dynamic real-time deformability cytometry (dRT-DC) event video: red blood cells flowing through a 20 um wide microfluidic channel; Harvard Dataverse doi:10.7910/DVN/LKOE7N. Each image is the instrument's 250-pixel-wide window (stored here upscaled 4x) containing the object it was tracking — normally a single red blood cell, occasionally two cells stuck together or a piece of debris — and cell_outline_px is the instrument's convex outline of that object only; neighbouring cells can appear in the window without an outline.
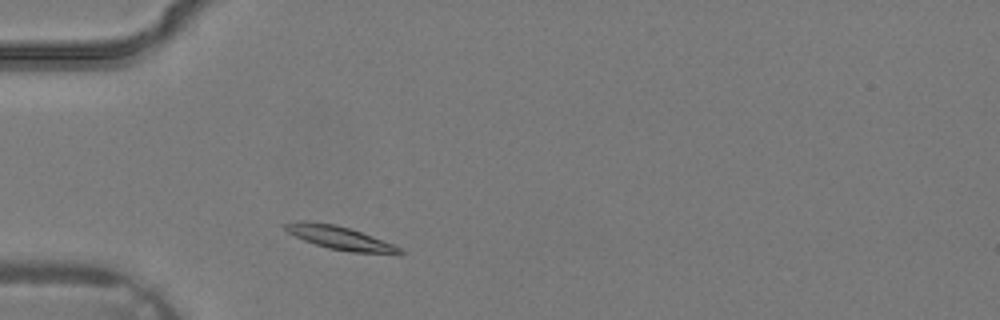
{"species": "common noctule bat (a hibernating species)", "species_latin": "Nyctalus noctula", "temperature_condition": "warm", "stored_images_in_passage": 30, "camera_frame_rate_fps": 3000, "um_per_image_px": 0.085, "animal": {"sex": "male", "body_mass_g": 19.2, "forearm_length_mm": 51.8}, "frame": {"image": 1, "passage_image": 3, "time_ms": 0.667, "image_size_px": [1000, 320], "cell_outline_px": [[404, 252], [400, 256], [348, 252], [328, 248], [304, 240], [288, 232], [284, 228], [284, 224], [300, 220], [312, 220], [336, 224], [360, 232], [392, 244], [400, 248]], "centroid_in_image_um": [28.94, 20.24], "position_along_channel_um": 56.1, "area_um2": 15.9}}
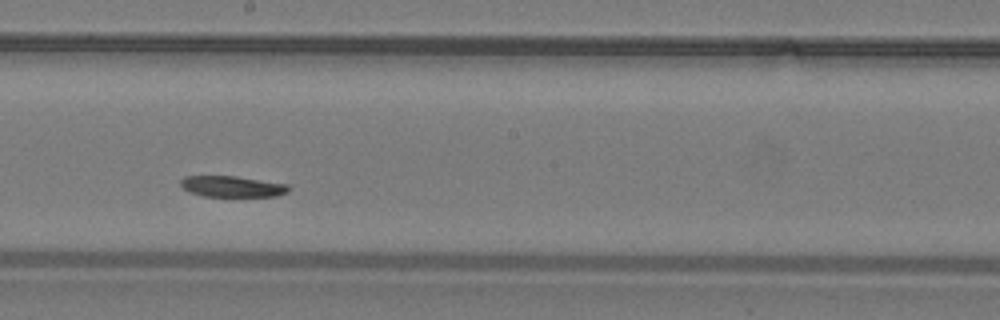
{"frame": {"image": 2, "passage_image": 13, "time_ms": 4.0, "image_size_px": [1000, 320], "cell_outline_px": [[292, 188], [288, 192], [276, 196], [204, 196], [188, 192], [180, 184], [180, 180], [184, 176], [236, 176], [288, 184]], "centroid_in_image_um": [19.75, 15.85], "position_along_channel_um": 228.4, "area_um2": 13.29}}
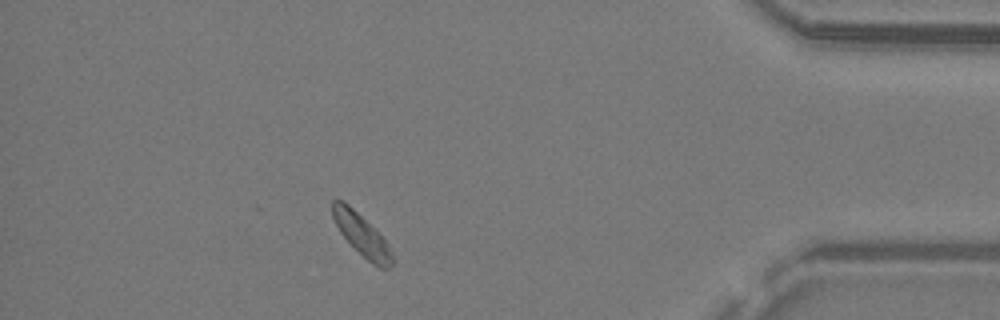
{"frame": {"image": 3, "passage_image": 25, "time_ms": 8.0, "image_size_px": [1000, 320], "cell_outline_px": [[396, 260], [388, 268], [380, 268], [372, 264], [340, 232], [332, 216], [332, 200], [344, 200], [388, 244]], "centroid_in_image_um": [30.76, 19.99], "position_along_channel_um": 404.4, "area_um2": 13.93}}